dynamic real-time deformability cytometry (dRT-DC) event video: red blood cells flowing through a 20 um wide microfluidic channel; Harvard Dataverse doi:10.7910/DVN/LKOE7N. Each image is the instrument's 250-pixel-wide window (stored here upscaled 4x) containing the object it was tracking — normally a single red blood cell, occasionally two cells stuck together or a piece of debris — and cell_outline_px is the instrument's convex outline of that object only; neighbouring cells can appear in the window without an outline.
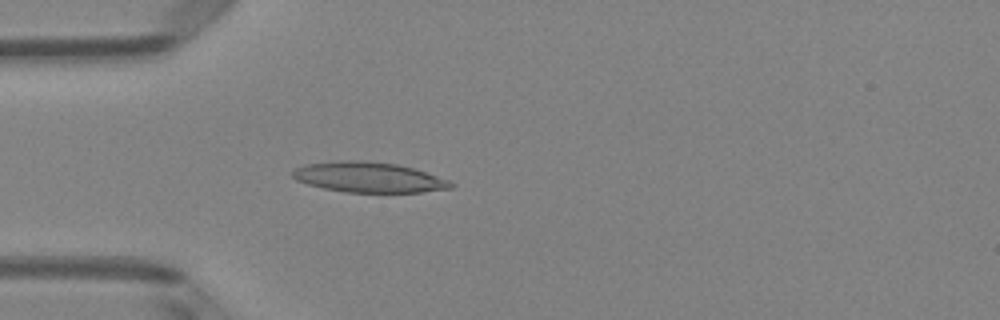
{"species": "Egyptian fruit bat (a non-hibernating species)", "species_latin": "Rousettus aegyptiacus", "temperature_condition": "room temperature", "stored_images_in_passage": 47, "camera_frame_rate_fps": 3000, "um_per_image_px": 0.085, "animal": {"sex": "female"}, "frame": {"image": 1, "passage_image": 11, "time_ms": 3.333, "image_size_px": [1000, 320], "cell_outline_px": [[456, 184], [452, 188], [420, 192], [344, 192], [324, 188], [308, 184], [296, 180], [292, 176], [292, 172], [296, 168], [304, 164], [340, 160], [360, 160], [396, 164], [412, 168], [448, 180]], "centroid_in_image_um": [31.31, 15.06], "position_along_channel_um": 53.7, "area_um2": 27.74}}
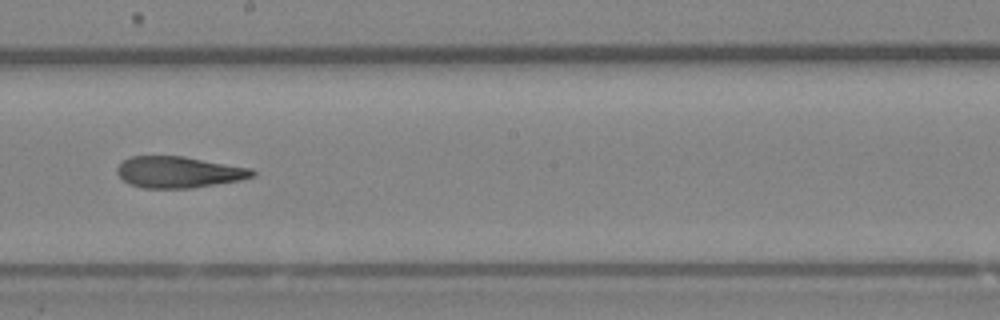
{"frame": {"image": 2, "passage_image": 25, "time_ms": 8.0, "image_size_px": [1000, 320], "cell_outline_px": [[256, 176], [240, 180], [192, 188], [144, 188], [128, 184], [116, 172], [116, 168], [124, 160], [132, 156], [184, 156], [252, 168], [256, 172]], "centroid_in_image_um": [15.21, 14.63], "position_along_channel_um": 233.0, "area_um2": 24.8}}
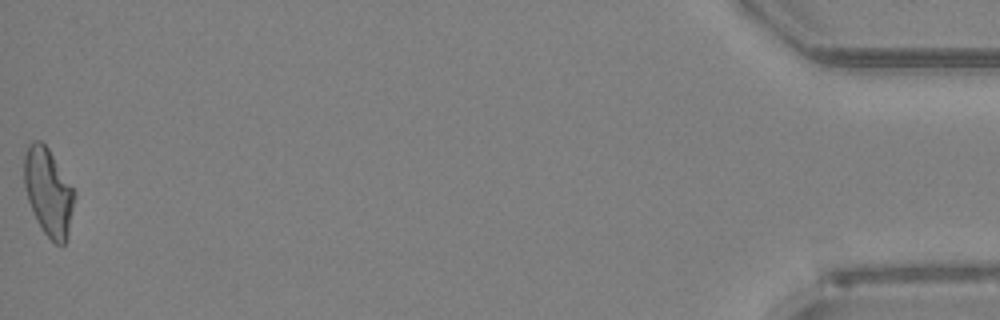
{"frame": {"image": 3, "passage_image": 47, "time_ms": 15.333, "image_size_px": [1000, 320], "cell_outline_px": [[76, 196], [68, 232], [64, 244], [56, 244], [44, 232], [36, 220], [28, 200], [24, 184], [24, 152], [28, 144], [32, 140], [40, 140], [48, 148], [76, 192]], "centroid_in_image_um": [4.1, 16.28], "position_along_channel_um": 431.1, "area_um2": 25.55}, "authors_computed_cell_mechanics": {"area_um2": 25.432, "velocity_mm_per_s": 4.0213, "shape_relaxation_time_tau1_ms": null, "shape_relaxation_time_tau2_ms": 5.2032, "deformation_change_tau1": null, "deformation_change_tau2": 0.1692}}